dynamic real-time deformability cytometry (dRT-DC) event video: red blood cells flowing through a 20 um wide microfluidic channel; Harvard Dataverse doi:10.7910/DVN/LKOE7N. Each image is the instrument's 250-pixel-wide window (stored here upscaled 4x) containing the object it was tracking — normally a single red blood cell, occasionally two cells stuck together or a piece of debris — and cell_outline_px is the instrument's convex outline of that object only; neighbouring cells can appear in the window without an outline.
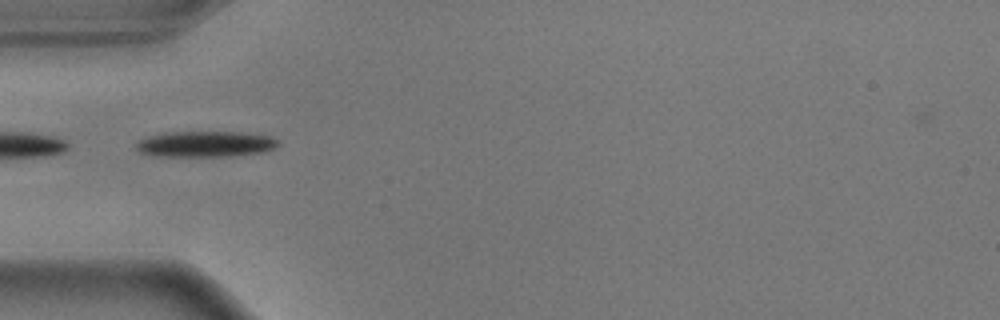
{"species": "common noctule bat (a hibernating species)", "species_latin": "Nyctalus noctula", "temperature_condition": "warm", "stored_images_in_passage": 11, "camera_frame_rate_fps": 3000, "um_per_image_px": 0.085, "animal": {"sex": "male", "body_mass_g": 17.9}, "frame": {"image": 1, "passage_image": 1, "time_ms": 0.0, "image_size_px": [1000, 320], "cell_outline_px": [[280, 144], [276, 148], [264, 152], [228, 156], [156, 156], [140, 152], [136, 148], [136, 144], [140, 140], [148, 136], [164, 132], [244, 132], [268, 136], [276, 140]], "centroid_in_image_um": [17.46, 12.24], "position_along_channel_um": 67.5, "area_um2": 21.39}}
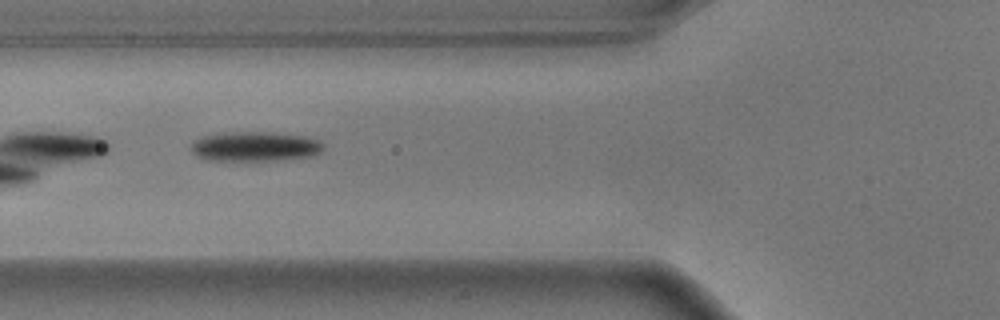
{"frame": {"image": 2, "passage_image": 4, "time_ms": 1.0, "image_size_px": [1000, 320], "cell_outline_px": [[324, 148], [320, 152], [312, 156], [276, 160], [208, 160], [196, 156], [192, 152], [192, 140], [216, 132], [272, 132], [304, 136], [320, 140], [324, 144]], "centroid_in_image_um": [21.66, 12.44], "position_along_channel_um": 104.1, "area_um2": 23.06}}
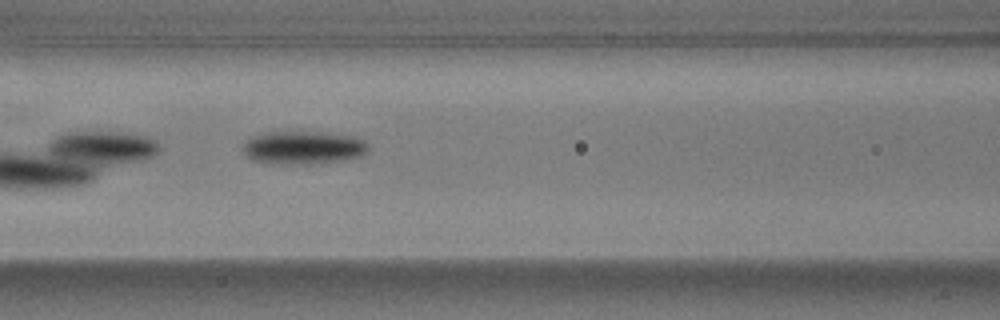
{"frame": {"image": 3, "passage_image": 7, "time_ms": 2.0, "image_size_px": [1000, 320], "cell_outline_px": [[368, 148], [360, 156], [344, 160], [308, 164], [264, 164], [252, 160], [244, 156], [244, 144], [252, 136], [264, 132], [328, 132], [352, 136], [364, 140], [368, 144]], "centroid_in_image_um": [25.73, 12.55], "position_along_channel_um": 140.9, "area_um2": 24.45}}